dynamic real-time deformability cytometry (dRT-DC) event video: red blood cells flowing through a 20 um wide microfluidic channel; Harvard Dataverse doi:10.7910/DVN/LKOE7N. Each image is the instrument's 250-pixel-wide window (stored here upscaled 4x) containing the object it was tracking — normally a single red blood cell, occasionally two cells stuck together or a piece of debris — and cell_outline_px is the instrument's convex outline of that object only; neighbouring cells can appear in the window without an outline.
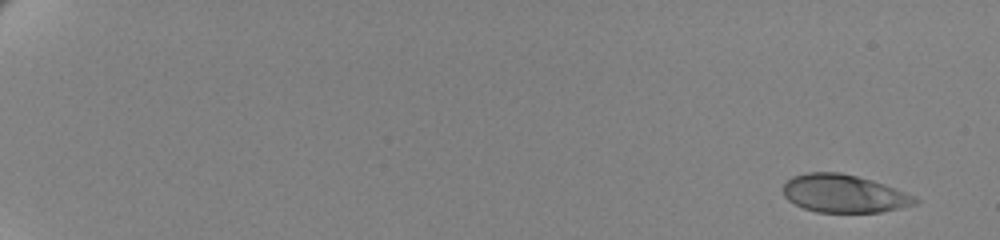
{"species": "human", "species_latin": "Homo sapiens", "temperature_condition": "cold", "stored_images_in_passage": 59, "camera_frame_rate_fps": 3000, "um_per_image_px": 0.085, "donor": {"sex": "female"}, "frame": {"image": 1, "passage_image": 1, "time_ms": 0.0, "image_size_px": [1000, 240], "cell_outline_px": [[920, 200], [916, 204], [880, 212], [816, 212], [804, 208], [788, 200], [784, 196], [784, 184], [792, 176], [808, 172], [840, 172], [872, 180], [884, 184], [916, 196]], "centroid_in_image_um": [71.74, 16.45], "position_along_channel_um": 13.3, "area_um2": 29.07}}
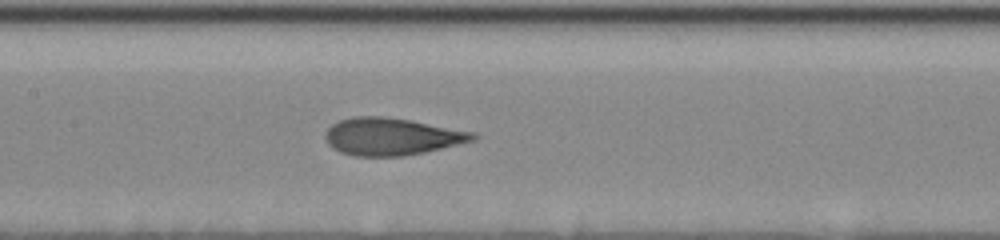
{"frame": {"image": 2, "passage_image": 32, "time_ms": 10.333, "image_size_px": [1000, 240], "cell_outline_px": [[480, 136], [476, 140], [424, 152], [404, 156], [352, 156], [340, 152], [332, 148], [328, 144], [324, 136], [328, 128], [332, 124], [340, 120], [352, 116], [380, 116], [412, 120], [472, 132]], "centroid_in_image_um": [33.27, 11.61], "position_along_channel_um": 174.1, "area_um2": 32.14}}
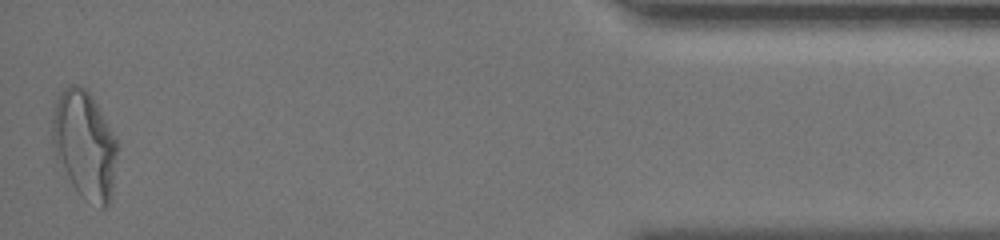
{"frame": {"image": 3, "passage_image": 59, "time_ms": 19.333, "image_size_px": [1000, 240], "cell_outline_px": [[116, 152], [112, 196], [108, 204], [104, 208], [100, 208], [84, 200], [80, 196], [56, 160], [52, 144], [52, 112], [56, 100], [60, 92], [68, 84], [76, 84], [84, 88], [92, 96], [116, 140]], "centroid_in_image_um": [7.15, 12.32], "position_along_channel_um": 428.1, "area_um2": 40.81}, "authors_computed_cell_mechanics": {"area_um2": 31.212, "velocity_mm_per_s": 3.4513, "shape_relaxation_time_tau1_ms": 5.6464, "shape_relaxation_time_tau2_ms": 0.9336, "deformation_change_tau1": 0.1833, "deformation_change_tau2": 0.0801}}